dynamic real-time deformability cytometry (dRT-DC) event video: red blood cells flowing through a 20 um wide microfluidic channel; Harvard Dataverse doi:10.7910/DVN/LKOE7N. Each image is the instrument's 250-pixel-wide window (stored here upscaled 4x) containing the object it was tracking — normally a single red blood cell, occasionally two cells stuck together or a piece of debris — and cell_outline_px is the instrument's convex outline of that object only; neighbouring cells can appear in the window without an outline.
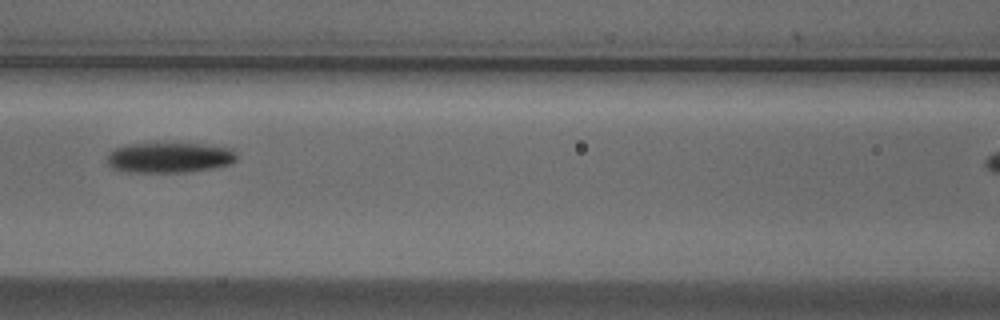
{"species": "Egyptian fruit bat (a non-hibernating species)", "species_latin": "Rousettus aegyptiacus", "temperature_condition": "cold", "stored_images_in_passage": 3, "camera_frame_rate_fps": 3000, "um_per_image_px": 0.085, "animal": {"sex": "male"}, "frame": {"image": 1, "passage_image": 3, "time_ms": 0.667, "image_size_px": [1000, 320], "cell_outline_px": [[236, 160], [232, 164], [216, 168], [188, 172], [128, 172], [112, 168], [108, 164], [108, 152], [116, 148], [128, 144], [204, 144], [232, 148], [236, 152]], "centroid_in_image_um": [14.45, 13.4], "position_along_channel_um": 152.2, "area_um2": 23.0}}